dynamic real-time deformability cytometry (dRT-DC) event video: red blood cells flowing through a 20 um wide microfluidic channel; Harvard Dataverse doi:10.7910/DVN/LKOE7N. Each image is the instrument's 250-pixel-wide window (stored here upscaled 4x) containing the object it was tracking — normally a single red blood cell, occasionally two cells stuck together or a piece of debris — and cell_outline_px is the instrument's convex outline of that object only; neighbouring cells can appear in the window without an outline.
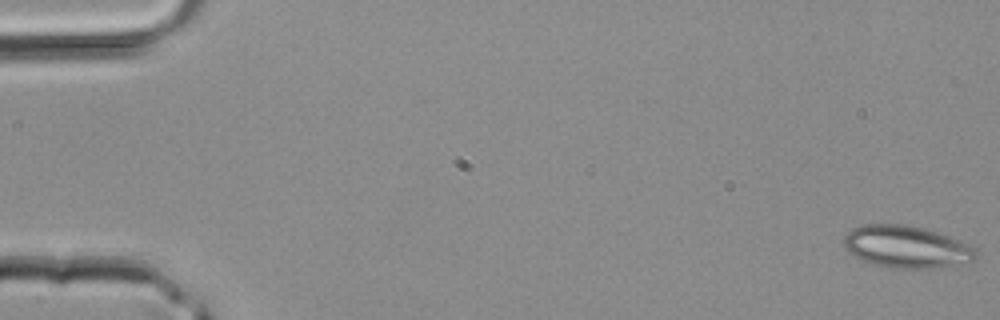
{"species": "common noctule bat (a hibernating species)", "species_latin": "Nyctalus noctula", "temperature_condition": "room temperature", "stored_images_in_passage": 43, "camera_frame_rate_fps": 3000, "um_per_image_px": 0.085, "animal": {"sex": "male", "body_mass_g": 20.4}, "frame": {"image": 1, "passage_image": 1, "time_ms": 0.0, "image_size_px": [1000, 320], "cell_outline_px": [[980, 256], [976, 260], [968, 264], [932, 268], [888, 268], [860, 260], [848, 252], [844, 248], [844, 236], [852, 228], [864, 224], [900, 224], [924, 228], [936, 232], [968, 244], [976, 248], [980, 252]], "centroid_in_image_um": [77.09, 21.0], "position_along_channel_um": 7.9, "area_um2": 32.95}}
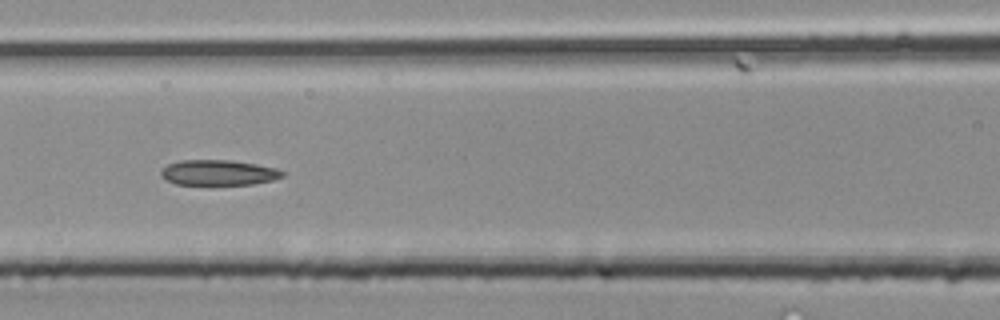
{"frame": {"image": 2, "passage_image": 19, "time_ms": 6.0, "image_size_px": [1000, 320], "cell_outline_px": [[284, 176], [272, 180], [252, 184], [208, 188], [176, 184], [160, 176], [160, 168], [168, 164], [180, 160], [228, 160], [256, 164], [276, 168], [284, 172]], "centroid_in_image_um": [18.51, 14.73], "position_along_channel_um": 148.1, "area_um2": 18.96}}
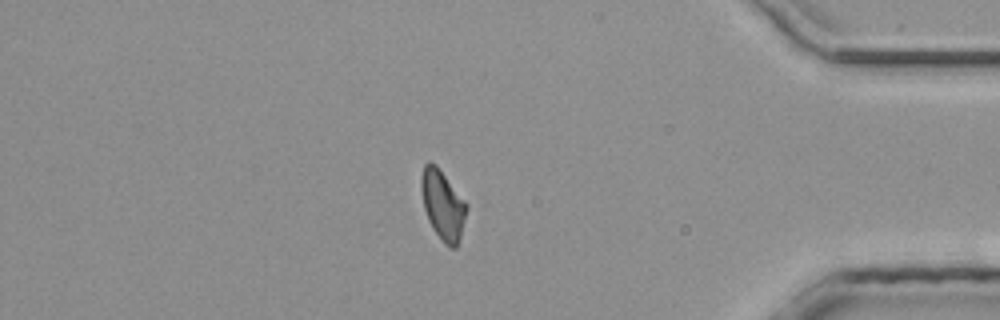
{"frame": {"image": 3, "passage_image": 36, "time_ms": 11.667, "image_size_px": [1000, 320], "cell_outline_px": [[468, 208], [460, 236], [456, 248], [452, 248], [444, 244], [432, 228], [428, 220], [424, 208], [420, 188], [420, 180], [424, 164], [428, 160], [436, 164], [468, 204]], "centroid_in_image_um": [37.62, 17.39], "position_along_channel_um": 397.6, "area_um2": 18.5}}